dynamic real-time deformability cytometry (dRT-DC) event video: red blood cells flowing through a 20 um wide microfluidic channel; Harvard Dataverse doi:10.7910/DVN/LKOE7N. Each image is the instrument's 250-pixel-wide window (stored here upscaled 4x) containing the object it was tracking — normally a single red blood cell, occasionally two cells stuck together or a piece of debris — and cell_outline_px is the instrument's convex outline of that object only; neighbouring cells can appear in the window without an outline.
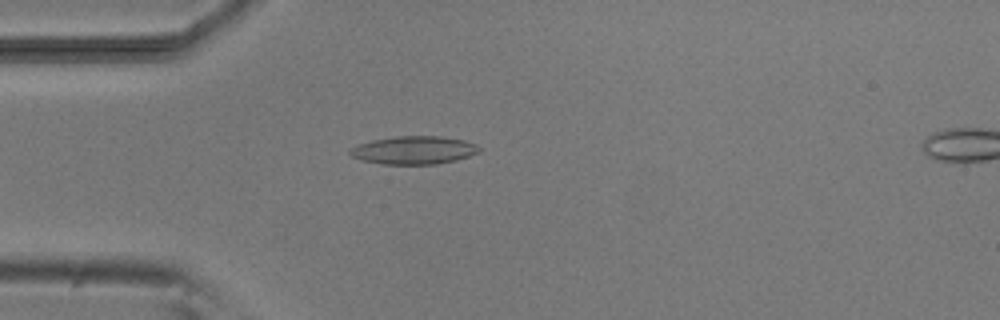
{"species": "common noctule bat (a hibernating species)", "species_latin": "Nyctalus noctula", "temperature_condition": "room temperature", "stored_images_in_passage": 5, "camera_frame_rate_fps": 3000, "um_per_image_px": 0.085, "animal": {"sex": "male", "body_mass_g": 20.5, "forearm_length_mm": 52.5}, "frame": {"image": 1, "passage_image": 4, "time_ms": 3.333, "image_size_px": [1000, 320], "cell_outline_px": [[480, 152], [456, 160], [436, 164], [380, 164], [360, 160], [352, 156], [348, 152], [348, 148], [372, 140], [396, 136], [440, 136], [464, 140], [476, 144], [480, 148]], "centroid_in_image_um": [35.16, 12.76], "position_along_channel_um": 49.8, "area_um2": 21.21}}